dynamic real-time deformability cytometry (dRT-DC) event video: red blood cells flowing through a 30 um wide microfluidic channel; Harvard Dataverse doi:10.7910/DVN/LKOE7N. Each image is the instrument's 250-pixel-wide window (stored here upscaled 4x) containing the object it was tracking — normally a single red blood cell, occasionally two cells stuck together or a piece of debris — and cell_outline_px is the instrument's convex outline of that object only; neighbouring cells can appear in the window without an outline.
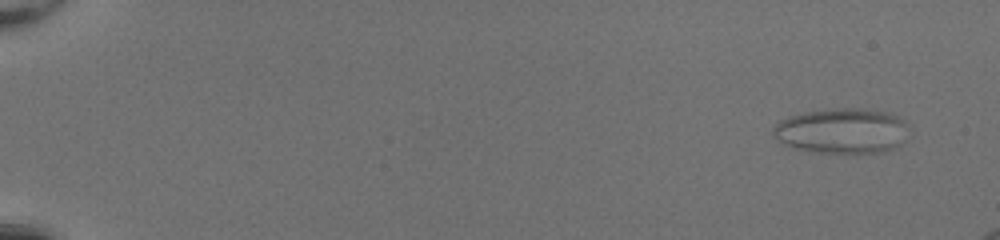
{"species": "common noctule bat (a hibernating species)", "species_latin": "Nyctalus noctula", "temperature_condition": "room temperature", "stored_images_in_passage": 19, "camera_frame_rate_fps": 3000, "um_per_image_px": 0.085, "animal": {"sex": "female", "body_mass_g": 20.0, "forearm_length_mm": 54.0}, "frame": {"image": 1, "passage_image": 4, "time_ms": 1.0, "image_size_px": [1000, 240], "cell_outline_px": [[912, 136], [900, 144], [892, 148], [880, 152], [816, 152], [792, 148], [780, 140], [772, 132], [772, 128], [780, 120], [788, 116], [804, 112], [836, 108], [864, 108], [888, 112], [900, 116], [908, 124]], "centroid_in_image_um": [71.65, 11.1], "position_along_channel_um": 13.3, "area_um2": 36.13}}